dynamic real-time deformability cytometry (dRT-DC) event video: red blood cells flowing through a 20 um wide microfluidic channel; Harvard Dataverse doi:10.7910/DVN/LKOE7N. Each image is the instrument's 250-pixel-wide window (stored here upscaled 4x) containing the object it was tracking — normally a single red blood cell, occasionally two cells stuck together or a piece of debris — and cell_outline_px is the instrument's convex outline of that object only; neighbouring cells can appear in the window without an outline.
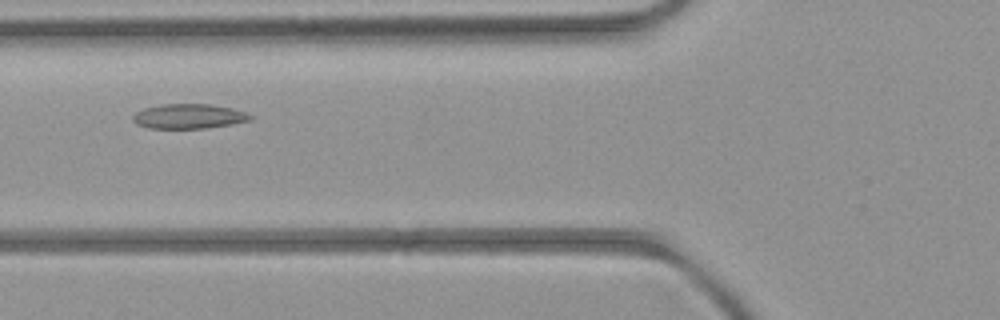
{"species": "common noctule bat (a hibernating species)", "species_latin": "Nyctalus noctula", "temperature_condition": "room temperature", "stored_images_in_passage": 4, "camera_frame_rate_fps": 3000, "um_per_image_px": 0.085, "animal": {"sex": "female", "body_mass_g": 21.9}, "frame": {"image": 1, "passage_image": 4, "time_ms": 3.333, "image_size_px": [1000, 320], "cell_outline_px": [[252, 120], [232, 124], [208, 128], [148, 128], [136, 124], [132, 120], [132, 116], [136, 112], [144, 108], [160, 104], [212, 104], [232, 108], [248, 112], [252, 116]], "centroid_in_image_um": [16.06, 9.88], "position_along_channel_um": 109.7, "area_um2": 17.11}}